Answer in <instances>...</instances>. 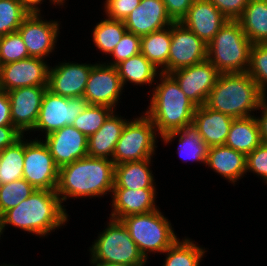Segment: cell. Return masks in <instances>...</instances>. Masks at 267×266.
I'll return each mask as SVG.
<instances>
[{
  "label": "cell",
  "instance_id": "obj_1",
  "mask_svg": "<svg viewBox=\"0 0 267 266\" xmlns=\"http://www.w3.org/2000/svg\"><path fill=\"white\" fill-rule=\"evenodd\" d=\"M65 205L56 191L36 190L18 206L10 208L0 216V231L8 225L45 237L68 222Z\"/></svg>",
  "mask_w": 267,
  "mask_h": 266
},
{
  "label": "cell",
  "instance_id": "obj_2",
  "mask_svg": "<svg viewBox=\"0 0 267 266\" xmlns=\"http://www.w3.org/2000/svg\"><path fill=\"white\" fill-rule=\"evenodd\" d=\"M114 162L86 156L59 168L56 193L61 202L67 198L104 197L114 187ZM109 192V193H108Z\"/></svg>",
  "mask_w": 267,
  "mask_h": 266
},
{
  "label": "cell",
  "instance_id": "obj_3",
  "mask_svg": "<svg viewBox=\"0 0 267 266\" xmlns=\"http://www.w3.org/2000/svg\"><path fill=\"white\" fill-rule=\"evenodd\" d=\"M159 83L152 90L150 106L144 112L153 122L160 137L193 124L197 106L186 97L176 79L160 72ZM158 83V84H157Z\"/></svg>",
  "mask_w": 267,
  "mask_h": 266
},
{
  "label": "cell",
  "instance_id": "obj_4",
  "mask_svg": "<svg viewBox=\"0 0 267 266\" xmlns=\"http://www.w3.org/2000/svg\"><path fill=\"white\" fill-rule=\"evenodd\" d=\"M266 97L247 72L220 73L205 105L234 119L246 118Z\"/></svg>",
  "mask_w": 267,
  "mask_h": 266
},
{
  "label": "cell",
  "instance_id": "obj_5",
  "mask_svg": "<svg viewBox=\"0 0 267 266\" xmlns=\"http://www.w3.org/2000/svg\"><path fill=\"white\" fill-rule=\"evenodd\" d=\"M252 42L237 20H227L207 44V59L220 73H246Z\"/></svg>",
  "mask_w": 267,
  "mask_h": 266
},
{
  "label": "cell",
  "instance_id": "obj_6",
  "mask_svg": "<svg viewBox=\"0 0 267 266\" xmlns=\"http://www.w3.org/2000/svg\"><path fill=\"white\" fill-rule=\"evenodd\" d=\"M121 221L146 260L149 258L148 253L163 254L178 239L171 222L159 209L129 215Z\"/></svg>",
  "mask_w": 267,
  "mask_h": 266
},
{
  "label": "cell",
  "instance_id": "obj_7",
  "mask_svg": "<svg viewBox=\"0 0 267 266\" xmlns=\"http://www.w3.org/2000/svg\"><path fill=\"white\" fill-rule=\"evenodd\" d=\"M105 230L92 242L89 261L145 265L147 260L130 237L121 220L109 219Z\"/></svg>",
  "mask_w": 267,
  "mask_h": 266
},
{
  "label": "cell",
  "instance_id": "obj_8",
  "mask_svg": "<svg viewBox=\"0 0 267 266\" xmlns=\"http://www.w3.org/2000/svg\"><path fill=\"white\" fill-rule=\"evenodd\" d=\"M143 114L126 122L113 154L114 165L150 159L155 154L158 133L151 119Z\"/></svg>",
  "mask_w": 267,
  "mask_h": 266
},
{
  "label": "cell",
  "instance_id": "obj_9",
  "mask_svg": "<svg viewBox=\"0 0 267 266\" xmlns=\"http://www.w3.org/2000/svg\"><path fill=\"white\" fill-rule=\"evenodd\" d=\"M87 105L84 97H63L47 89L33 131L45 132L47 136L66 125H72Z\"/></svg>",
  "mask_w": 267,
  "mask_h": 266
},
{
  "label": "cell",
  "instance_id": "obj_10",
  "mask_svg": "<svg viewBox=\"0 0 267 266\" xmlns=\"http://www.w3.org/2000/svg\"><path fill=\"white\" fill-rule=\"evenodd\" d=\"M25 139L23 178L36 190L56 191L59 168L44 143L38 138Z\"/></svg>",
  "mask_w": 267,
  "mask_h": 266
},
{
  "label": "cell",
  "instance_id": "obj_11",
  "mask_svg": "<svg viewBox=\"0 0 267 266\" xmlns=\"http://www.w3.org/2000/svg\"><path fill=\"white\" fill-rule=\"evenodd\" d=\"M207 59V44L181 22L171 24L168 74Z\"/></svg>",
  "mask_w": 267,
  "mask_h": 266
},
{
  "label": "cell",
  "instance_id": "obj_12",
  "mask_svg": "<svg viewBox=\"0 0 267 266\" xmlns=\"http://www.w3.org/2000/svg\"><path fill=\"white\" fill-rule=\"evenodd\" d=\"M40 12L29 13L17 30L30 57L46 59L55 49L60 33L58 21H46Z\"/></svg>",
  "mask_w": 267,
  "mask_h": 266
},
{
  "label": "cell",
  "instance_id": "obj_13",
  "mask_svg": "<svg viewBox=\"0 0 267 266\" xmlns=\"http://www.w3.org/2000/svg\"><path fill=\"white\" fill-rule=\"evenodd\" d=\"M123 89L116 66L96 63L92 66L83 97L88 105H104L115 110Z\"/></svg>",
  "mask_w": 267,
  "mask_h": 266
},
{
  "label": "cell",
  "instance_id": "obj_14",
  "mask_svg": "<svg viewBox=\"0 0 267 266\" xmlns=\"http://www.w3.org/2000/svg\"><path fill=\"white\" fill-rule=\"evenodd\" d=\"M49 68L47 61L28 57L0 66V89L6 92L30 86H48Z\"/></svg>",
  "mask_w": 267,
  "mask_h": 266
},
{
  "label": "cell",
  "instance_id": "obj_15",
  "mask_svg": "<svg viewBox=\"0 0 267 266\" xmlns=\"http://www.w3.org/2000/svg\"><path fill=\"white\" fill-rule=\"evenodd\" d=\"M178 82L181 90L197 107L205 104L215 86L220 72L208 60L178 69L170 73Z\"/></svg>",
  "mask_w": 267,
  "mask_h": 266
},
{
  "label": "cell",
  "instance_id": "obj_16",
  "mask_svg": "<svg viewBox=\"0 0 267 266\" xmlns=\"http://www.w3.org/2000/svg\"><path fill=\"white\" fill-rule=\"evenodd\" d=\"M47 87H20L7 92L12 124L22 135L34 130Z\"/></svg>",
  "mask_w": 267,
  "mask_h": 266
},
{
  "label": "cell",
  "instance_id": "obj_17",
  "mask_svg": "<svg viewBox=\"0 0 267 266\" xmlns=\"http://www.w3.org/2000/svg\"><path fill=\"white\" fill-rule=\"evenodd\" d=\"M44 138L43 141L58 168L88 155V137L72 125H66Z\"/></svg>",
  "mask_w": 267,
  "mask_h": 266
},
{
  "label": "cell",
  "instance_id": "obj_18",
  "mask_svg": "<svg viewBox=\"0 0 267 266\" xmlns=\"http://www.w3.org/2000/svg\"><path fill=\"white\" fill-rule=\"evenodd\" d=\"M93 65L61 62L50 66L47 89L63 97H83Z\"/></svg>",
  "mask_w": 267,
  "mask_h": 266
},
{
  "label": "cell",
  "instance_id": "obj_19",
  "mask_svg": "<svg viewBox=\"0 0 267 266\" xmlns=\"http://www.w3.org/2000/svg\"><path fill=\"white\" fill-rule=\"evenodd\" d=\"M123 21L127 31L140 37L165 29L173 23L162 0H141L139 6Z\"/></svg>",
  "mask_w": 267,
  "mask_h": 266
},
{
  "label": "cell",
  "instance_id": "obj_20",
  "mask_svg": "<svg viewBox=\"0 0 267 266\" xmlns=\"http://www.w3.org/2000/svg\"><path fill=\"white\" fill-rule=\"evenodd\" d=\"M228 19L209 0H194L181 23L208 44Z\"/></svg>",
  "mask_w": 267,
  "mask_h": 266
},
{
  "label": "cell",
  "instance_id": "obj_21",
  "mask_svg": "<svg viewBox=\"0 0 267 266\" xmlns=\"http://www.w3.org/2000/svg\"><path fill=\"white\" fill-rule=\"evenodd\" d=\"M233 120V117L213 110L204 104L196 108L193 126L202 136L203 142L210 148L224 145Z\"/></svg>",
  "mask_w": 267,
  "mask_h": 266
},
{
  "label": "cell",
  "instance_id": "obj_22",
  "mask_svg": "<svg viewBox=\"0 0 267 266\" xmlns=\"http://www.w3.org/2000/svg\"><path fill=\"white\" fill-rule=\"evenodd\" d=\"M113 210L110 218L121 220L133 214H144L157 210L155 204L156 189H113L112 190Z\"/></svg>",
  "mask_w": 267,
  "mask_h": 266
},
{
  "label": "cell",
  "instance_id": "obj_23",
  "mask_svg": "<svg viewBox=\"0 0 267 266\" xmlns=\"http://www.w3.org/2000/svg\"><path fill=\"white\" fill-rule=\"evenodd\" d=\"M205 165L235 186L246 174V155L226 145L213 146L208 148Z\"/></svg>",
  "mask_w": 267,
  "mask_h": 266
},
{
  "label": "cell",
  "instance_id": "obj_24",
  "mask_svg": "<svg viewBox=\"0 0 267 266\" xmlns=\"http://www.w3.org/2000/svg\"><path fill=\"white\" fill-rule=\"evenodd\" d=\"M115 114L108 116L96 133L88 138V156L112 160L116 144L128 119Z\"/></svg>",
  "mask_w": 267,
  "mask_h": 266
},
{
  "label": "cell",
  "instance_id": "obj_25",
  "mask_svg": "<svg viewBox=\"0 0 267 266\" xmlns=\"http://www.w3.org/2000/svg\"><path fill=\"white\" fill-rule=\"evenodd\" d=\"M151 158L115 165L113 189H156Z\"/></svg>",
  "mask_w": 267,
  "mask_h": 266
},
{
  "label": "cell",
  "instance_id": "obj_26",
  "mask_svg": "<svg viewBox=\"0 0 267 266\" xmlns=\"http://www.w3.org/2000/svg\"><path fill=\"white\" fill-rule=\"evenodd\" d=\"M261 143L257 118L255 116H250L246 118H236L232 121L224 145L247 155Z\"/></svg>",
  "mask_w": 267,
  "mask_h": 266
},
{
  "label": "cell",
  "instance_id": "obj_27",
  "mask_svg": "<svg viewBox=\"0 0 267 266\" xmlns=\"http://www.w3.org/2000/svg\"><path fill=\"white\" fill-rule=\"evenodd\" d=\"M179 137L178 154L184 162L192 160L206 164L208 146L203 142L202 136L192 125L186 126L181 130L169 132L160 137L165 144L172 142Z\"/></svg>",
  "mask_w": 267,
  "mask_h": 266
},
{
  "label": "cell",
  "instance_id": "obj_28",
  "mask_svg": "<svg viewBox=\"0 0 267 266\" xmlns=\"http://www.w3.org/2000/svg\"><path fill=\"white\" fill-rule=\"evenodd\" d=\"M237 21L252 44H267V0H249Z\"/></svg>",
  "mask_w": 267,
  "mask_h": 266
},
{
  "label": "cell",
  "instance_id": "obj_29",
  "mask_svg": "<svg viewBox=\"0 0 267 266\" xmlns=\"http://www.w3.org/2000/svg\"><path fill=\"white\" fill-rule=\"evenodd\" d=\"M171 46V25L141 37L140 53L161 72L168 73V57Z\"/></svg>",
  "mask_w": 267,
  "mask_h": 266
},
{
  "label": "cell",
  "instance_id": "obj_30",
  "mask_svg": "<svg viewBox=\"0 0 267 266\" xmlns=\"http://www.w3.org/2000/svg\"><path fill=\"white\" fill-rule=\"evenodd\" d=\"M116 68L123 87L128 82L139 86L144 84L153 85L152 83H155L154 79H157L161 72L141 53L121 61L116 65Z\"/></svg>",
  "mask_w": 267,
  "mask_h": 266
},
{
  "label": "cell",
  "instance_id": "obj_31",
  "mask_svg": "<svg viewBox=\"0 0 267 266\" xmlns=\"http://www.w3.org/2000/svg\"><path fill=\"white\" fill-rule=\"evenodd\" d=\"M25 155L24 135L0 153V185L23 178Z\"/></svg>",
  "mask_w": 267,
  "mask_h": 266
},
{
  "label": "cell",
  "instance_id": "obj_32",
  "mask_svg": "<svg viewBox=\"0 0 267 266\" xmlns=\"http://www.w3.org/2000/svg\"><path fill=\"white\" fill-rule=\"evenodd\" d=\"M190 238H179L164 252L163 266H200L205 255V248L194 243ZM167 253V254H166Z\"/></svg>",
  "mask_w": 267,
  "mask_h": 266
},
{
  "label": "cell",
  "instance_id": "obj_33",
  "mask_svg": "<svg viewBox=\"0 0 267 266\" xmlns=\"http://www.w3.org/2000/svg\"><path fill=\"white\" fill-rule=\"evenodd\" d=\"M127 31L123 20H114L106 17L96 24L92 31V41L95 47L105 55H110L117 43Z\"/></svg>",
  "mask_w": 267,
  "mask_h": 266
},
{
  "label": "cell",
  "instance_id": "obj_34",
  "mask_svg": "<svg viewBox=\"0 0 267 266\" xmlns=\"http://www.w3.org/2000/svg\"><path fill=\"white\" fill-rule=\"evenodd\" d=\"M113 111L114 109L104 105H87L72 126L89 138L98 131Z\"/></svg>",
  "mask_w": 267,
  "mask_h": 266
},
{
  "label": "cell",
  "instance_id": "obj_35",
  "mask_svg": "<svg viewBox=\"0 0 267 266\" xmlns=\"http://www.w3.org/2000/svg\"><path fill=\"white\" fill-rule=\"evenodd\" d=\"M29 13L20 0H0V36L16 32Z\"/></svg>",
  "mask_w": 267,
  "mask_h": 266
},
{
  "label": "cell",
  "instance_id": "obj_36",
  "mask_svg": "<svg viewBox=\"0 0 267 266\" xmlns=\"http://www.w3.org/2000/svg\"><path fill=\"white\" fill-rule=\"evenodd\" d=\"M35 191L24 178L0 185V216L10 208L18 206Z\"/></svg>",
  "mask_w": 267,
  "mask_h": 266
},
{
  "label": "cell",
  "instance_id": "obj_37",
  "mask_svg": "<svg viewBox=\"0 0 267 266\" xmlns=\"http://www.w3.org/2000/svg\"><path fill=\"white\" fill-rule=\"evenodd\" d=\"M258 88L267 94V44H253L250 51V63L247 70Z\"/></svg>",
  "mask_w": 267,
  "mask_h": 266
},
{
  "label": "cell",
  "instance_id": "obj_38",
  "mask_svg": "<svg viewBox=\"0 0 267 266\" xmlns=\"http://www.w3.org/2000/svg\"><path fill=\"white\" fill-rule=\"evenodd\" d=\"M30 57L18 31L0 38V66Z\"/></svg>",
  "mask_w": 267,
  "mask_h": 266
},
{
  "label": "cell",
  "instance_id": "obj_39",
  "mask_svg": "<svg viewBox=\"0 0 267 266\" xmlns=\"http://www.w3.org/2000/svg\"><path fill=\"white\" fill-rule=\"evenodd\" d=\"M140 43V36H137L132 32L126 31L121 40L117 43L112 53L110 54V56H113L114 60H111L112 62L110 61L106 64L116 66L121 61L139 54Z\"/></svg>",
  "mask_w": 267,
  "mask_h": 266
},
{
  "label": "cell",
  "instance_id": "obj_40",
  "mask_svg": "<svg viewBox=\"0 0 267 266\" xmlns=\"http://www.w3.org/2000/svg\"><path fill=\"white\" fill-rule=\"evenodd\" d=\"M248 171L262 177L267 184V144L261 143L246 155V172Z\"/></svg>",
  "mask_w": 267,
  "mask_h": 266
},
{
  "label": "cell",
  "instance_id": "obj_41",
  "mask_svg": "<svg viewBox=\"0 0 267 266\" xmlns=\"http://www.w3.org/2000/svg\"><path fill=\"white\" fill-rule=\"evenodd\" d=\"M140 2L141 0H106L104 3L106 17L124 20Z\"/></svg>",
  "mask_w": 267,
  "mask_h": 266
},
{
  "label": "cell",
  "instance_id": "obj_42",
  "mask_svg": "<svg viewBox=\"0 0 267 266\" xmlns=\"http://www.w3.org/2000/svg\"><path fill=\"white\" fill-rule=\"evenodd\" d=\"M228 20H237L243 13L249 0H209Z\"/></svg>",
  "mask_w": 267,
  "mask_h": 266
},
{
  "label": "cell",
  "instance_id": "obj_43",
  "mask_svg": "<svg viewBox=\"0 0 267 266\" xmlns=\"http://www.w3.org/2000/svg\"><path fill=\"white\" fill-rule=\"evenodd\" d=\"M168 16L173 22H181L187 15L188 9L192 6L194 0H162Z\"/></svg>",
  "mask_w": 267,
  "mask_h": 266
},
{
  "label": "cell",
  "instance_id": "obj_44",
  "mask_svg": "<svg viewBox=\"0 0 267 266\" xmlns=\"http://www.w3.org/2000/svg\"><path fill=\"white\" fill-rule=\"evenodd\" d=\"M22 136L14 126H0V151L14 144Z\"/></svg>",
  "mask_w": 267,
  "mask_h": 266
},
{
  "label": "cell",
  "instance_id": "obj_45",
  "mask_svg": "<svg viewBox=\"0 0 267 266\" xmlns=\"http://www.w3.org/2000/svg\"><path fill=\"white\" fill-rule=\"evenodd\" d=\"M0 126H13L10 112V99L5 90L0 89Z\"/></svg>",
  "mask_w": 267,
  "mask_h": 266
},
{
  "label": "cell",
  "instance_id": "obj_46",
  "mask_svg": "<svg viewBox=\"0 0 267 266\" xmlns=\"http://www.w3.org/2000/svg\"><path fill=\"white\" fill-rule=\"evenodd\" d=\"M258 110L262 112L260 117H256L259 124L261 141L267 144V97L260 103Z\"/></svg>",
  "mask_w": 267,
  "mask_h": 266
},
{
  "label": "cell",
  "instance_id": "obj_47",
  "mask_svg": "<svg viewBox=\"0 0 267 266\" xmlns=\"http://www.w3.org/2000/svg\"><path fill=\"white\" fill-rule=\"evenodd\" d=\"M20 1L30 13H33V12L41 13V9L39 6H41L40 4H42V2H44L45 0H20ZM49 1L55 6L56 5L63 6V2L61 0H49Z\"/></svg>",
  "mask_w": 267,
  "mask_h": 266
},
{
  "label": "cell",
  "instance_id": "obj_48",
  "mask_svg": "<svg viewBox=\"0 0 267 266\" xmlns=\"http://www.w3.org/2000/svg\"><path fill=\"white\" fill-rule=\"evenodd\" d=\"M92 266H145V265H128V264H119V263H105V262H97L90 261Z\"/></svg>",
  "mask_w": 267,
  "mask_h": 266
},
{
  "label": "cell",
  "instance_id": "obj_49",
  "mask_svg": "<svg viewBox=\"0 0 267 266\" xmlns=\"http://www.w3.org/2000/svg\"><path fill=\"white\" fill-rule=\"evenodd\" d=\"M0 266H17V265H13V264L12 265H9V264L7 265V264L3 263V265H0Z\"/></svg>",
  "mask_w": 267,
  "mask_h": 266
}]
</instances>
